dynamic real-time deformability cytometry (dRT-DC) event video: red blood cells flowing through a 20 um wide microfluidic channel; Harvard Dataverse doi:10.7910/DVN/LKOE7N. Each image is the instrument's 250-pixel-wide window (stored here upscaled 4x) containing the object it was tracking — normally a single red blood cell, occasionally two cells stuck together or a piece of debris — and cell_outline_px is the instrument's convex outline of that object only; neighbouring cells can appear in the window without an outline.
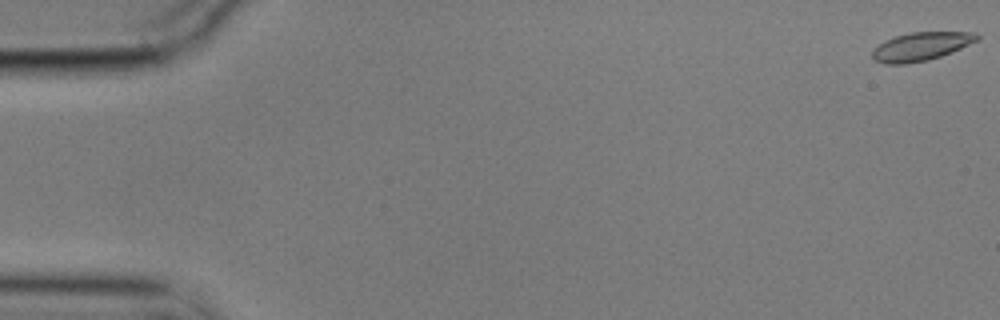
{"species": "common noctule bat (a hibernating species)", "species_latin": "Nyctalus noctula", "temperature_condition": "cold", "stored_images_in_passage": 15, "camera_frame_rate_fps": 3000, "um_per_image_px": 0.085, "animal": {"sex": "male", "body_mass_g": 17.9}, "frame": {"image": 1, "passage_image": 1, "time_ms": 0.0, "image_size_px": [1000, 320], "cell_outline_px": [[980, 36], [976, 40], [960, 48], [940, 56], [928, 60], [908, 64], [884, 64], [876, 60], [872, 56], [872, 52], [884, 40], [896, 36], [912, 32], [976, 32]], "centroid_in_image_um": [78.27, 3.95], "position_along_channel_um": 6.7, "area_um2": 17.05}}